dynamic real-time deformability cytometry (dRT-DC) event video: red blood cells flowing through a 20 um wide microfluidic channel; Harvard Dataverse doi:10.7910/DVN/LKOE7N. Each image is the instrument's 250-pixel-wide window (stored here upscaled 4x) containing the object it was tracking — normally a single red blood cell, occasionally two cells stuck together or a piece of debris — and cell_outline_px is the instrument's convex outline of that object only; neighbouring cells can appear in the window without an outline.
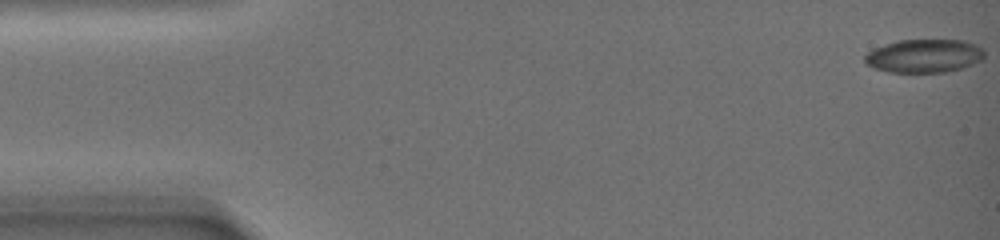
{"species": "common noctule bat (a hibernating species)", "species_latin": "Nyctalus noctula", "temperature_condition": "warm", "stored_images_in_passage": 51, "camera_frame_rate_fps": 3000, "um_per_image_px": 0.085, "animal": {"sex": "female", "body_mass_g": 19.0, "forearm_length_mm": 51.5}, "frame": {"image": 1, "passage_image": 1, "time_ms": 0.0, "image_size_px": [1000, 240], "cell_outline_px": [[984, 56], [980, 60], [964, 68], [944, 72], [888, 72], [872, 68], [864, 60], [864, 56], [868, 52], [884, 44], [900, 40], [964, 40], [984, 48]], "centroid_in_image_um": [78.56, 4.75], "position_along_channel_um": 6.4, "area_um2": 23.29}}
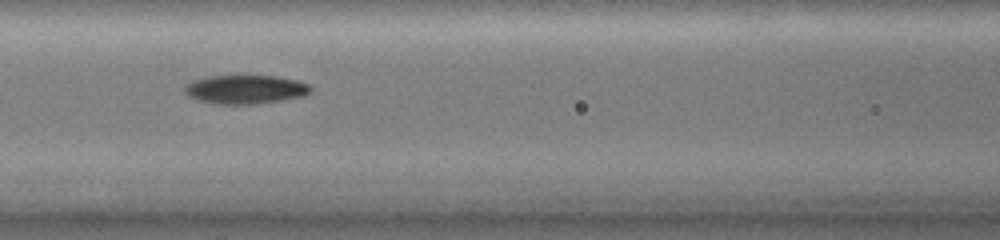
{"frame": {"image": 2, "passage_image": 25, "time_ms": 10.333, "image_size_px": [1000, 240], "cell_outline_px": [[312, 88], [304, 96], [256, 104], [216, 104], [196, 100], [188, 96], [184, 92], [184, 84], [192, 80], [208, 76], [276, 76], [296, 80], [308, 84]], "centroid_in_image_um": [20.79, 7.6], "position_along_channel_um": 145.8, "area_um2": 21.21}}
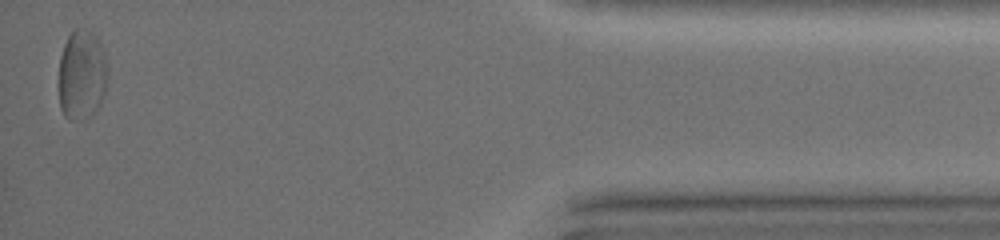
{"frame": {"image": 3, "passage_image": 50, "time_ms": 23.0, "image_size_px": [1000, 240], "cell_outline_px": [[108, 80], [100, 104], [84, 120], [68, 120], [64, 116], [60, 108], [60, 56], [64, 44], [68, 36], [76, 28], [80, 28], [96, 36], [104, 52], [108, 68]], "centroid_in_image_um": [6.97, 6.38], "position_along_channel_um": 428.2, "area_um2": 25.55}, "authors_computed_cell_mechanics": {"area_um2": 21.6172, "velocity_mm_per_s": 2.738, "shape_relaxation_time_tau1_ms": 3.718, "shape_relaxation_time_tau2_ms": null, "deformation_change_tau1": 0.1266, "deformation_change_tau2": null}}